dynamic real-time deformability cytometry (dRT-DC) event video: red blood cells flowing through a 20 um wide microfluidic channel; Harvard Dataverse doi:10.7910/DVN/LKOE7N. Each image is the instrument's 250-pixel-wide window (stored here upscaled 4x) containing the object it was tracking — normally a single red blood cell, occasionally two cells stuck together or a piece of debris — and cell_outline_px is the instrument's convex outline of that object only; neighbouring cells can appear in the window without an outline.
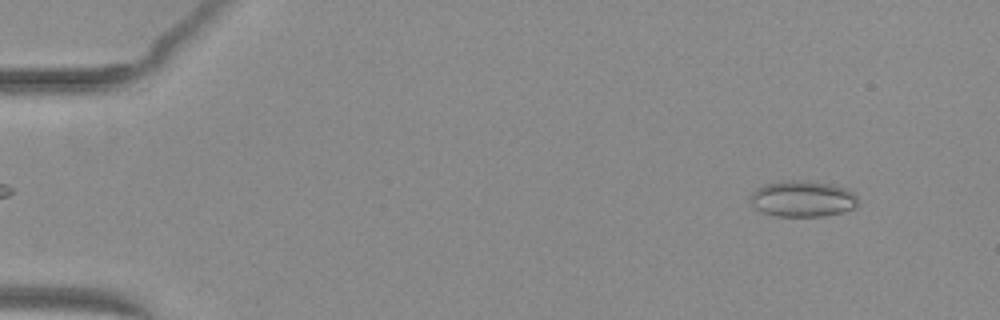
{"species": "common noctule bat (a hibernating species)", "species_latin": "Nyctalus noctula", "temperature_condition": "warm", "stored_images_in_passage": 52, "camera_frame_rate_fps": 3000, "um_per_image_px": 0.085, "animal": {"sex": "female", "body_mass_g": 29.2, "forearm_length_mm": 56.3}, "frame": {"image": 1, "passage_image": 5, "time_ms": 1.333, "image_size_px": [1000, 320], "cell_outline_px": [[856, 208], [824, 216], [776, 216], [764, 212], [756, 208], [752, 204], [748, 196], [756, 188], [764, 184], [784, 180], [816, 180], [848, 188], [856, 196]], "centroid_in_image_um": [68.21, 16.87], "position_along_channel_um": 16.8, "area_um2": 22.95}}
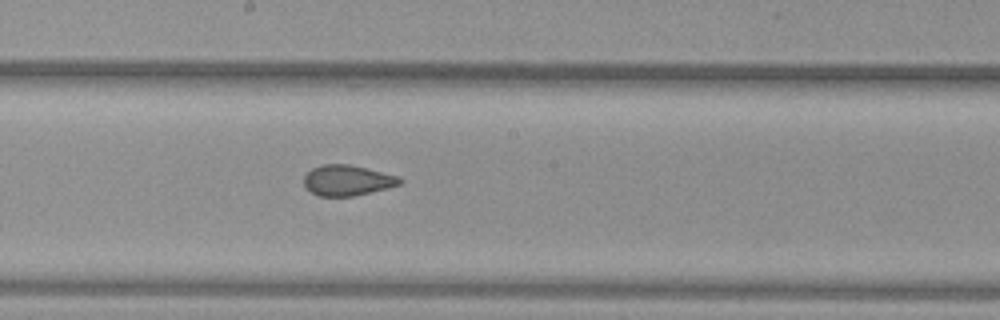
{"frame": {"image": 2, "passage_image": 29, "time_ms": 9.333, "image_size_px": [1000, 320], "cell_outline_px": [[404, 180], [400, 184], [388, 188], [352, 196], [316, 196], [304, 188], [304, 176], [312, 168], [324, 164], [348, 164], [396, 176]], "centroid_in_image_um": [29.46, 15.34], "position_along_channel_um": 218.7, "area_um2": 16.94}}
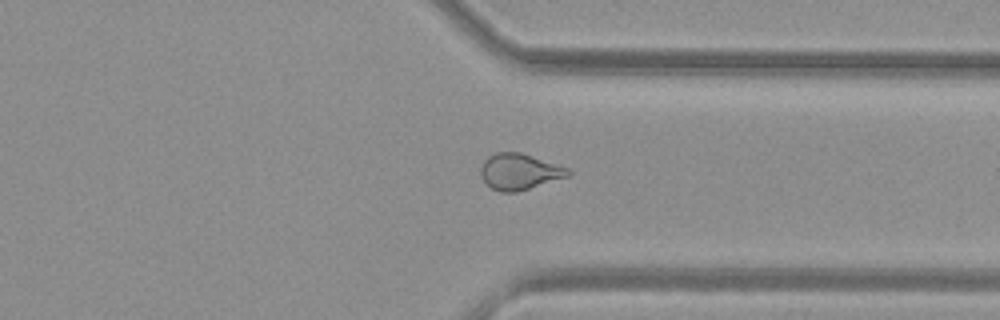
{"frame": {"image": 3, "passage_image": 40, "time_ms": 13.0, "image_size_px": [1000, 320], "cell_outline_px": [[572, 172], [568, 176], [516, 192], [500, 192], [492, 188], [480, 176], [480, 168], [484, 160], [488, 156], [496, 152], [520, 152], [568, 168]], "centroid_in_image_um": [44.12, 14.58], "position_along_channel_um": 367.3, "area_um2": 18.15}, "authors_computed_cell_mechanics": {"area_um2": 19.0451, "velocity_mm_per_s": 4.0616, "shape_relaxation_time_tau1_ms": null, "shape_relaxation_time_tau2_ms": 1.441, "deformation_change_tau1": null, "deformation_change_tau2": 0.0534}}